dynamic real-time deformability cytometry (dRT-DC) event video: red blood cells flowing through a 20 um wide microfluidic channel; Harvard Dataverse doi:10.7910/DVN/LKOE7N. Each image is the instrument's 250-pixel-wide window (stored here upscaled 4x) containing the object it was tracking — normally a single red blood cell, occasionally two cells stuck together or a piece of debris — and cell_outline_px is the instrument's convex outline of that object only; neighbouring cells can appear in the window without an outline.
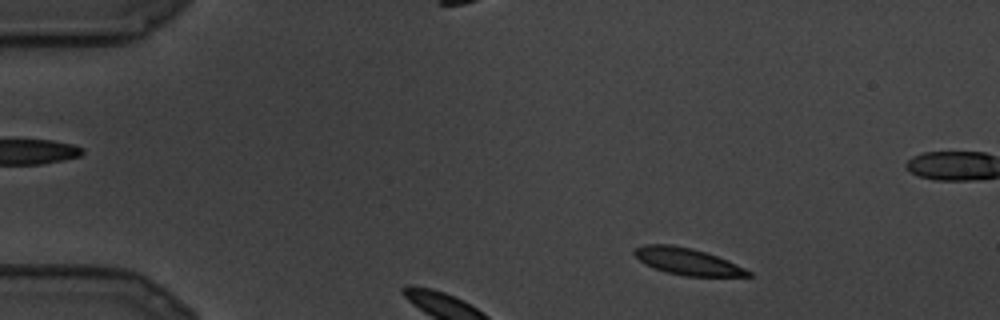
{"species": "common noctule bat (a hibernating species)", "species_latin": "Nyctalus noctula", "temperature_condition": "cold", "stored_images_in_passage": 5, "camera_frame_rate_fps": 3000, "um_per_image_px": 0.085, "animal": {"sex": "male", "body_mass_g": 19.5, "forearm_length_mm": 54.6}, "frame": {"image": 1, "passage_image": 3, "time_ms": 0.667, "image_size_px": [1000, 320], "cell_outline_px": [[752, 276], [684, 276], [668, 272], [644, 264], [632, 252], [636, 248], [644, 244], [672, 244], [692, 248], [728, 260], [752, 272]], "centroid_in_image_um": [58.42, 22.21], "position_along_channel_um": 26.6, "area_um2": 17.57}}